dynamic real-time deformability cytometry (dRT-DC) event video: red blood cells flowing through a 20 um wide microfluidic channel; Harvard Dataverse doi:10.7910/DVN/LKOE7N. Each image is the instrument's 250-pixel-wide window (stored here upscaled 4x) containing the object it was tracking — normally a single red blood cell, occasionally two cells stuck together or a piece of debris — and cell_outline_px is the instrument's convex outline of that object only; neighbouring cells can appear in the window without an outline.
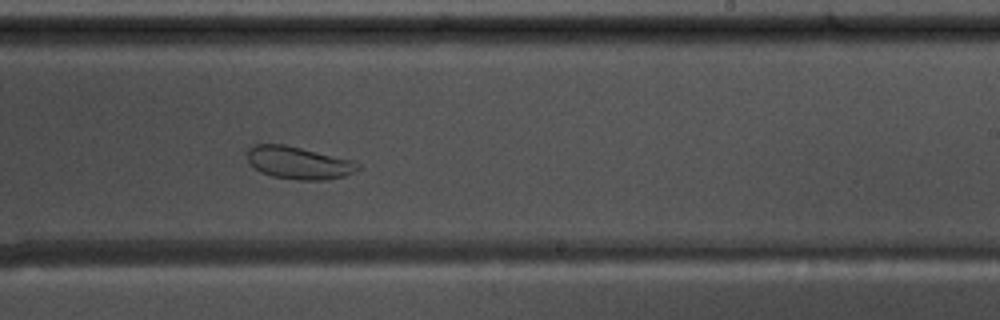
{"species": "common noctule bat (a hibernating species)", "species_latin": "Nyctalus noctula", "temperature_condition": "warm", "stored_images_in_passage": 57, "camera_frame_rate_fps": 3000, "um_per_image_px": 0.085, "animal": {"sex": "male", "body_mass_g": 17.5, "forearm_length_mm": 52.3}, "frame": {"image": 1, "passage_image": 35, "time_ms": 11.333, "image_size_px": [1000, 320], "cell_outline_px": [[364, 168], [344, 176], [324, 180], [296, 180], [272, 176], [260, 172], [248, 160], [248, 148], [252, 144], [284, 144], [356, 160]], "centroid_in_image_um": [25.45, 13.83], "position_along_channel_um": 263.5, "area_um2": 21.27}}
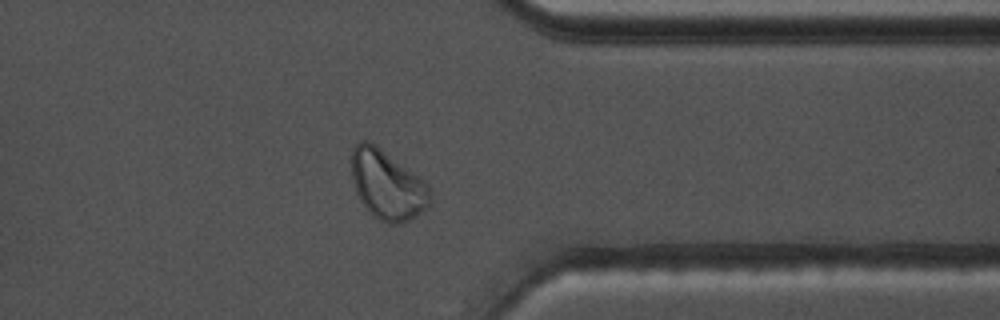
{"frame": {"image": 2, "passage_image": 45, "time_ms": 14.667, "image_size_px": [1000, 320], "cell_outline_px": [[432, 200], [428, 208], [416, 216], [400, 224], [388, 224], [372, 216], [364, 208], [356, 192], [352, 180], [352, 148], [360, 140], [368, 140], [376, 144], [420, 176], [428, 184], [432, 192]], "centroid_in_image_um": [32.94, 15.72], "position_along_channel_um": 378.5, "area_um2": 32.43}}
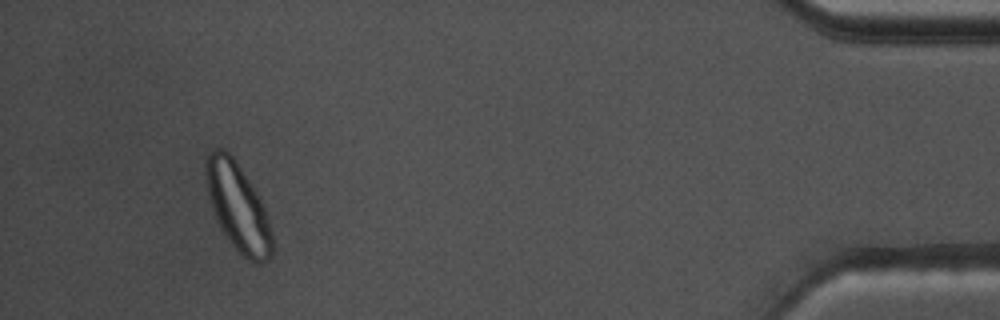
{"frame": {"image": 3, "passage_image": 53, "time_ms": 17.333, "image_size_px": [1000, 320], "cell_outline_px": [[272, 256], [268, 260], [260, 264], [256, 264], [248, 260], [232, 244], [220, 228], [212, 208], [208, 196], [204, 172], [208, 152], [216, 148], [220, 148], [228, 152], [232, 156], [252, 184], [260, 196], [272, 232]], "centroid_in_image_um": [20.22, 17.6], "position_along_channel_um": 415.0, "area_um2": 33.87}, "authors_computed_cell_mechanics": {"area_um2": 29.0734, "velocity_mm_per_s": 3.6216, "shape_relaxation_time_tau1_ms": 9.4259, "shape_relaxation_time_tau2_ms": null, "deformation_change_tau1": 0.198, "deformation_change_tau2": null}}